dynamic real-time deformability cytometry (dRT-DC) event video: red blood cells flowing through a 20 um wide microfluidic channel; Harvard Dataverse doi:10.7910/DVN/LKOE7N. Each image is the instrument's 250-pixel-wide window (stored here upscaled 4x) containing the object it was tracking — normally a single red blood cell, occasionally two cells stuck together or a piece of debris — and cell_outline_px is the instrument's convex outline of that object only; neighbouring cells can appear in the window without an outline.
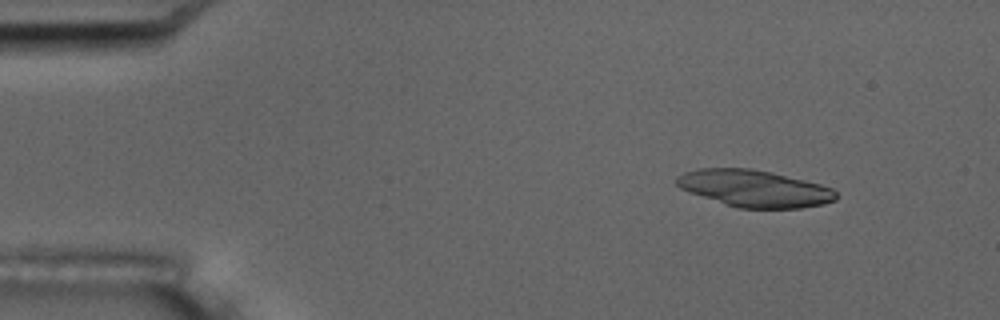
{"species": "common noctule bat (a hibernating species)", "species_latin": "Nyctalus noctula", "temperature_condition": "room temperature", "stored_images_in_passage": 4, "camera_frame_rate_fps": 3000, "um_per_image_px": 0.085, "animal": {"sex": "male", "body_mass_g": 17.5, "forearm_length_mm": 52.3}, "frame": {"image": 1, "passage_image": 1, "time_ms": 0.0, "image_size_px": [1000, 320], "cell_outline_px": [[836, 200], [824, 204], [800, 208], [736, 208], [688, 192], [680, 188], [676, 184], [676, 176], [684, 172], [696, 168], [748, 168], [772, 172], [820, 184], [832, 188], [836, 192]], "centroid_in_image_um": [64.09, 16.02], "position_along_channel_um": 20.9, "area_um2": 34.39}}